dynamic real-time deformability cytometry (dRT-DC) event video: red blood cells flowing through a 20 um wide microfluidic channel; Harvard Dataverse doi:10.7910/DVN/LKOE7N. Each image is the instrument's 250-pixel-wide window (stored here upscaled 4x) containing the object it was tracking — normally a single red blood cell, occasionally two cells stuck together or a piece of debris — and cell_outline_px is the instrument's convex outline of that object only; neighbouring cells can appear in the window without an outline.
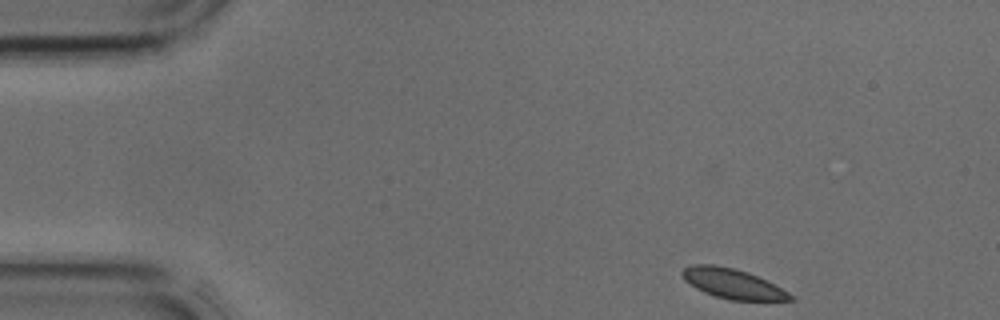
{"species": "common noctule bat (a hibernating species)", "species_latin": "Nyctalus noctula", "temperature_condition": "cold", "stored_images_in_passage": 5, "camera_frame_rate_fps": 3000, "um_per_image_px": 0.085, "animal": {"sex": "male", "body_mass_g": 17.9, "forearm_length_mm": 54.2}, "frame": {"image": 1, "passage_image": 1, "time_ms": 0.0, "image_size_px": [1000, 320], "cell_outline_px": [[796, 300], [732, 300], [716, 296], [704, 292], [696, 288], [684, 280], [680, 272], [684, 268], [692, 264], [712, 264], [732, 268], [748, 272], [788, 292]], "centroid_in_image_um": [62.22, 24.1], "position_along_channel_um": 22.8, "area_um2": 18.44}}